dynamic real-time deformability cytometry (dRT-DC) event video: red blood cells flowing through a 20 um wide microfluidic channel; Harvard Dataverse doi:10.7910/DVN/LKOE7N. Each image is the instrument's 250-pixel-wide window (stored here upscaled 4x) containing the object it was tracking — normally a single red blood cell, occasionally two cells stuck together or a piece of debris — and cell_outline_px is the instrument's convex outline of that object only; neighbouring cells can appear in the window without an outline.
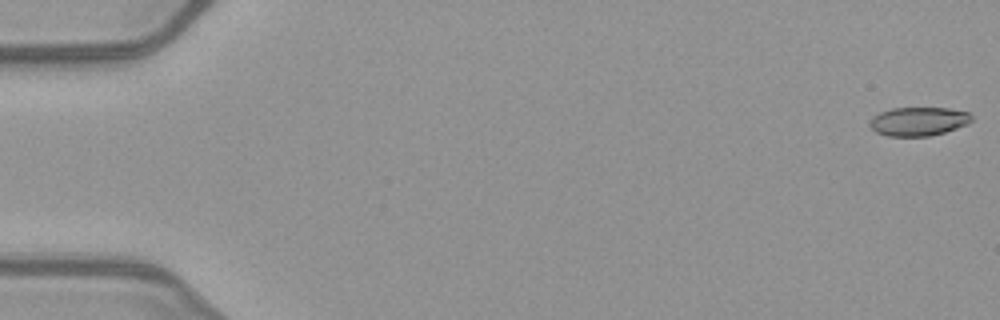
{"species": "common noctule bat (a hibernating species)", "species_latin": "Nyctalus noctula", "temperature_condition": "warm", "stored_images_in_passage": 52, "camera_frame_rate_fps": 3000, "um_per_image_px": 0.085, "animal": {"sex": "female", "body_mass_g": 21.9}, "frame": {"image": 1, "passage_image": 1, "time_ms": 0.0, "image_size_px": [1000, 320], "cell_outline_px": [[972, 120], [968, 124], [944, 132], [928, 136], [888, 136], [876, 132], [868, 124], [872, 116], [880, 112], [892, 108], [948, 108], [968, 112], [972, 116]], "centroid_in_image_um": [78.05, 10.31], "position_along_channel_um": 6.9, "area_um2": 17.05}}
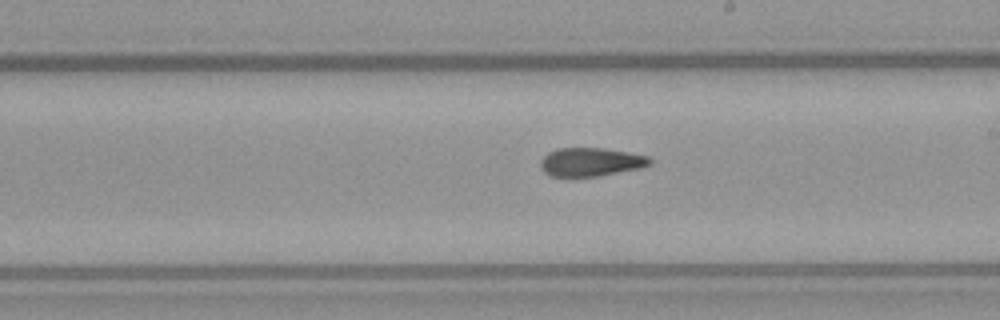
{"frame": {"image": 2, "passage_image": 30, "time_ms": 9.667, "image_size_px": [1000, 320], "cell_outline_px": [[652, 164], [640, 168], [600, 176], [548, 176], [540, 168], [540, 160], [548, 152], [560, 148], [604, 148], [628, 152], [648, 156], [652, 160]], "centroid_in_image_um": [50.21, 13.77], "position_along_channel_um": 238.8, "area_um2": 18.26}}
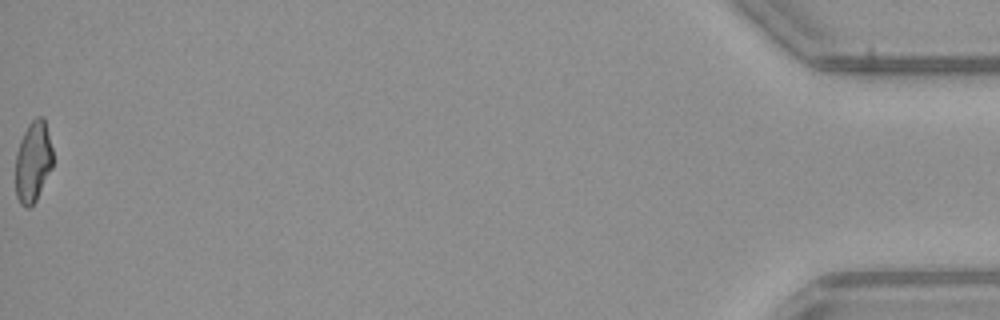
{"frame": {"image": 3, "passage_image": 52, "time_ms": 17.0, "image_size_px": [1000, 320], "cell_outline_px": [[52, 168], [36, 200], [28, 208], [24, 208], [20, 204], [16, 196], [16, 152], [20, 140], [28, 124], [36, 116], [44, 116], [52, 148]], "centroid_in_image_um": [2.81, 13.73], "position_along_channel_um": 432.4, "area_um2": 17.69}, "authors_computed_cell_mechanics": {"area_um2": 18.4382, "velocity_mm_per_s": 4.063, "shape_relaxation_time_tau1_ms": null, "shape_relaxation_time_tau2_ms": 2.9413, "deformation_change_tau1": null, "deformation_change_tau2": 0.1126}}